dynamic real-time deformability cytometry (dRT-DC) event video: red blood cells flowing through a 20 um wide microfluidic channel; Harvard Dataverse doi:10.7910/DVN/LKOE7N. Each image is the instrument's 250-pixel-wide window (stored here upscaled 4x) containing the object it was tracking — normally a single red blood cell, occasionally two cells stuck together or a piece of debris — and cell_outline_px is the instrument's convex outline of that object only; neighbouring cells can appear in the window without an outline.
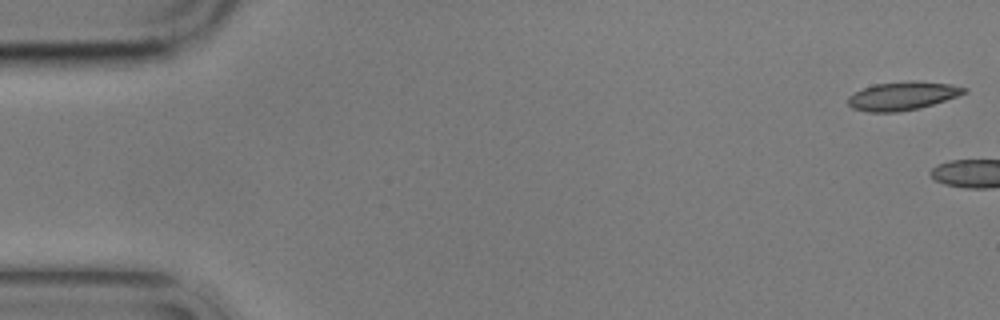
{"species": "common noctule bat (a hibernating species)", "species_latin": "Nyctalus noctula", "temperature_condition": "cold", "stored_images_in_passage": 2, "camera_frame_rate_fps": 3000, "um_per_image_px": 0.085, "animal": {"sex": "male", "body_mass_g": 17.9}, "frame": {"image": 1, "passage_image": 1, "time_ms": 0.0, "image_size_px": [1000, 320], "cell_outline_px": [[968, 92], [920, 108], [896, 112], [868, 112], [852, 108], [848, 104], [848, 96], [872, 84], [908, 80], [916, 80], [952, 84], [968, 88]], "centroid_in_image_um": [76.72, 8.13], "position_along_channel_um": 8.3, "area_um2": 19.36}}